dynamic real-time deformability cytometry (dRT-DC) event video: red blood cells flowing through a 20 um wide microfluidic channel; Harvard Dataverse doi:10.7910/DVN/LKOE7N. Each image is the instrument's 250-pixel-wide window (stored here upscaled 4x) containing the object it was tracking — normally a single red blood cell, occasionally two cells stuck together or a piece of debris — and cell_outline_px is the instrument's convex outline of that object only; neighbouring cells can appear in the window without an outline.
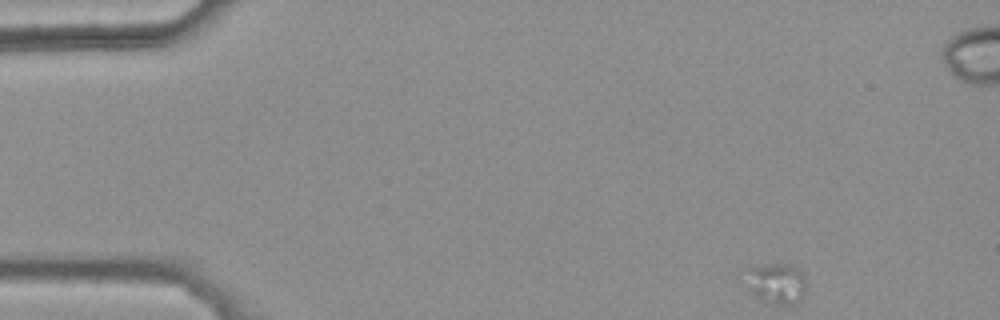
{"species": "common noctule bat (a hibernating species)", "species_latin": "Nyctalus noctula", "temperature_condition": "warm", "stored_images_in_passage": 14, "camera_frame_rate_fps": 3000, "um_per_image_px": 0.085, "animal": {"sex": "female", "body_mass_g": 25.1}, "frame": {"image": 1, "passage_image": 1, "time_ms": 0.0, "image_size_px": [1000, 320], "cell_outline_px": [[808, 284], [804, 296], [800, 300], [792, 304], [776, 304], [764, 300], [756, 296], [752, 288], [748, 268], [752, 264], [788, 264], [800, 268]], "centroid_in_image_um": [66.13, 24.05], "position_along_channel_um": 18.9, "area_um2": 14.1}}